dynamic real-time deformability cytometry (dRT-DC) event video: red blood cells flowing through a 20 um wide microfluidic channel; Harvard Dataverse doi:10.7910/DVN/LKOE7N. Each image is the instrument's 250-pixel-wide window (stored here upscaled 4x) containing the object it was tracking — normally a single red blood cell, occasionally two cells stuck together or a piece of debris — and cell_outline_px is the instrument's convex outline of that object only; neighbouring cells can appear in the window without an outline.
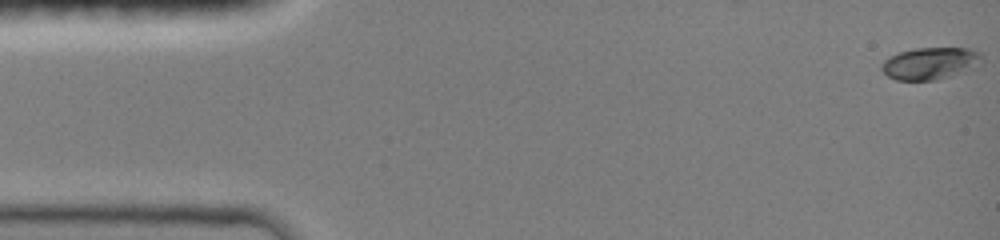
{"species": "common noctule bat (a hibernating species)", "species_latin": "Nyctalus noctula", "temperature_condition": "room temperature", "stored_images_in_passage": 10, "camera_frame_rate_fps": 3000, "um_per_image_px": 0.085, "animal": {"sex": "female", "body_mass_g": 19.0, "forearm_length_mm": 51.5}, "frame": {"image": 1, "passage_image": 1, "time_ms": 0.0, "image_size_px": [1000, 240], "cell_outline_px": [[980, 56], [964, 72], [936, 80], [896, 80], [888, 76], [880, 68], [884, 60], [900, 52], [916, 48], [968, 48], [976, 52]], "centroid_in_image_um": [78.94, 5.39], "position_along_channel_um": 6.1, "area_um2": 17.98}}